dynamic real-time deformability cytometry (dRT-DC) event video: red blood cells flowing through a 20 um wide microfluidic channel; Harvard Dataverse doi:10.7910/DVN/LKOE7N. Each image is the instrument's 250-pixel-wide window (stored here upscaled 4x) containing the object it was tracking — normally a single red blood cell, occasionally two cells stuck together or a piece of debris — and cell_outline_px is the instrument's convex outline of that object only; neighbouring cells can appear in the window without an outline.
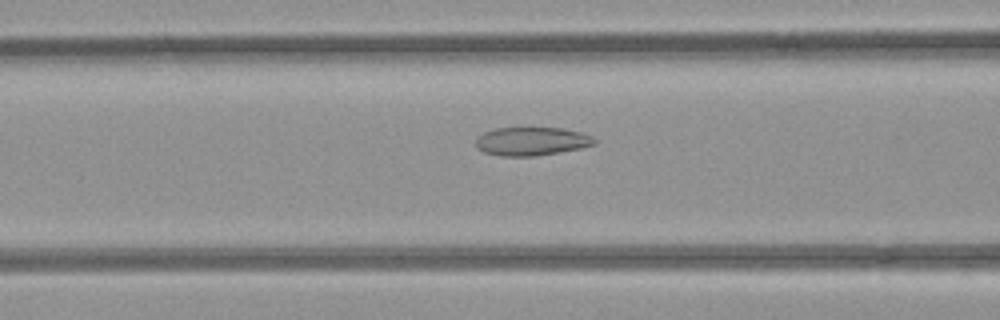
{"species": "common noctule bat (a hibernating species)", "species_latin": "Nyctalus noctula", "temperature_condition": "room temperature", "stored_images_in_passage": 42, "camera_frame_rate_fps": 3000, "um_per_image_px": 0.085, "animal": {"sex": "female", "body_mass_g": 21.9}, "frame": {"image": 1, "passage_image": 11, "time_ms": 3.333, "image_size_px": [1000, 320], "cell_outline_px": [[596, 144], [580, 148], [536, 156], [500, 156], [484, 152], [476, 148], [476, 136], [484, 132], [496, 128], [564, 128], [580, 132], [592, 136], [596, 140]], "centroid_in_image_um": [45.16, 12.01], "position_along_channel_um": 121.4, "area_um2": 19.71}}
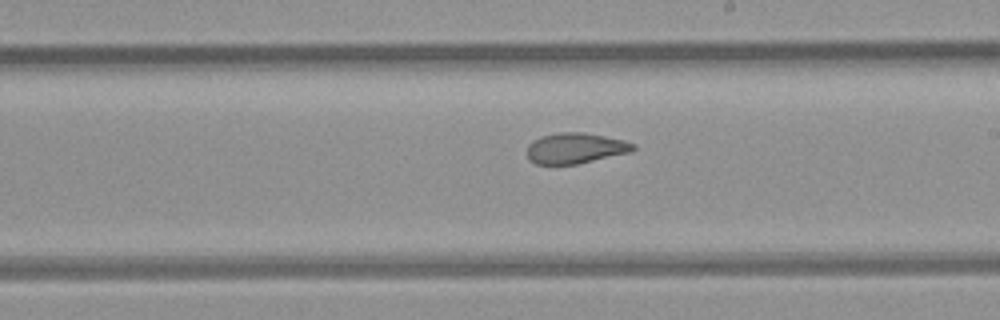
{"frame": {"image": 2, "passage_image": 20, "time_ms": 6.333, "image_size_px": [1000, 320], "cell_outline_px": [[636, 148], [632, 152], [576, 164], [536, 164], [528, 160], [528, 144], [532, 140], [540, 136], [560, 132], [584, 132], [624, 140], [636, 144]], "centroid_in_image_um": [48.91, 12.59], "position_along_channel_um": 240.1, "area_um2": 19.07}}
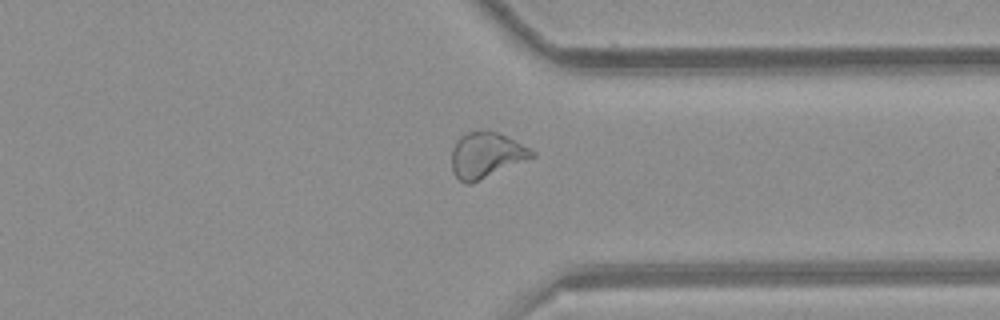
{"frame": {"image": 3, "passage_image": 30, "time_ms": 9.667, "image_size_px": [1000, 320], "cell_outline_px": [[536, 156], [468, 184], [464, 184], [452, 172], [452, 148], [456, 140], [460, 136], [468, 132], [496, 132], [536, 152]], "centroid_in_image_um": [41.28, 13.2], "position_along_channel_um": 370.1, "area_um2": 20.63}, "authors_computed_cell_mechanics": {"area_um2": 21.097, "velocity_mm_per_s": 3.9468, "shape_relaxation_time_tau1_ms": null, "shape_relaxation_time_tau2_ms": 2.1382, "deformation_change_tau1": null, "deformation_change_tau2": 0.0896}}